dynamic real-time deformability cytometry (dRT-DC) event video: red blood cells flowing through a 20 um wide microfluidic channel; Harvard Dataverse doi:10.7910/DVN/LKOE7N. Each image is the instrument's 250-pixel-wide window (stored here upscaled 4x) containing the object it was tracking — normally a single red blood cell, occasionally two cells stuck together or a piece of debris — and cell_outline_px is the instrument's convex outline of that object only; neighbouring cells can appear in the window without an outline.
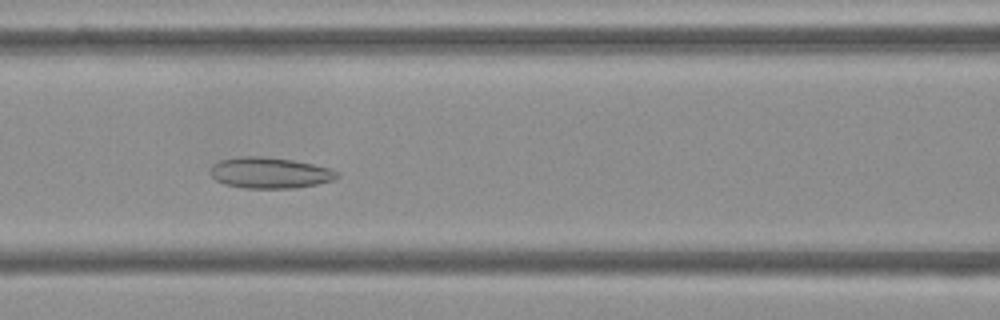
{"species": "Egyptian fruit bat (a non-hibernating species)", "species_latin": "Rousettus aegyptiacus", "temperature_condition": "cold", "stored_images_in_passage": 54, "camera_frame_rate_fps": 3000, "um_per_image_px": 0.085, "frame": {"image": 1, "passage_image": 23, "time_ms": 7.333, "image_size_px": [1000, 320], "cell_outline_px": [[340, 176], [332, 180], [316, 184], [296, 188], [244, 188], [224, 184], [216, 180], [212, 176], [212, 164], [220, 160], [240, 156], [260, 156], [292, 160], [332, 168], [340, 172]], "centroid_in_image_um": [22.96, 14.69], "position_along_channel_um": 143.6, "area_um2": 22.89}}
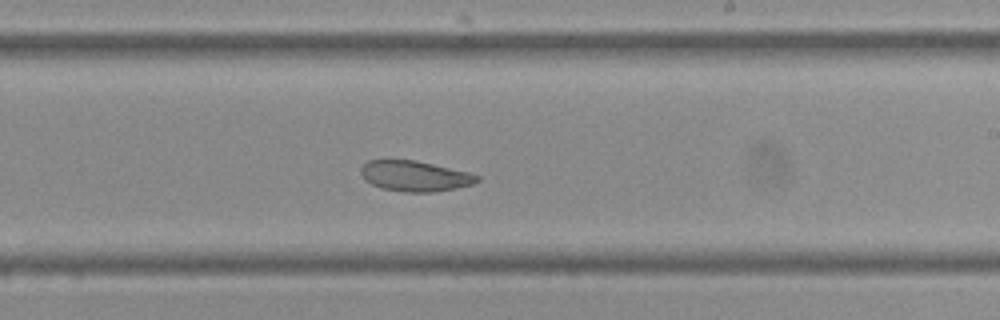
{"frame": {"image": 2, "passage_image": 32, "time_ms": 10.333, "image_size_px": [1000, 320], "cell_outline_px": [[480, 180], [472, 184], [456, 188], [432, 192], [404, 192], [380, 188], [364, 180], [360, 172], [360, 168], [368, 160], [416, 160], [468, 172], [480, 176]], "centroid_in_image_um": [35.24, 14.96], "position_along_channel_um": 253.8, "area_um2": 20.69}}
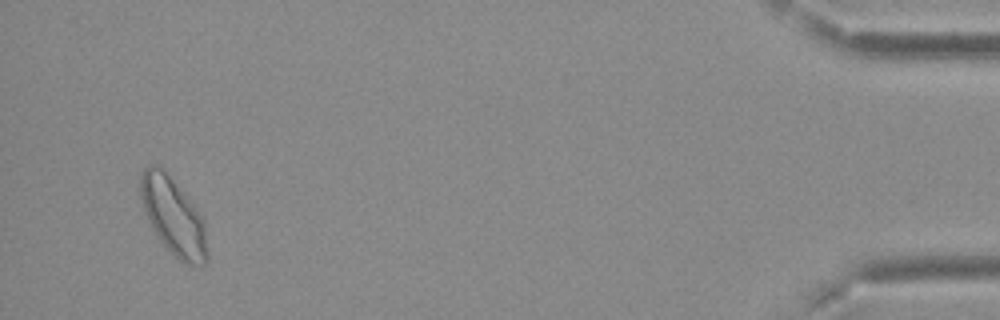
{"frame": {"image": 3, "passage_image": 52, "time_ms": 17.0, "image_size_px": [1000, 320], "cell_outline_px": [[208, 260], [204, 264], [188, 264], [180, 260], [160, 240], [152, 228], [148, 220], [140, 196], [140, 176], [144, 168], [148, 164], [160, 164], [164, 168], [188, 196], [204, 216], [208, 256]], "centroid_in_image_um": [14.75, 18.32], "position_along_channel_um": 420.5, "area_um2": 30.4}, "authors_computed_cell_mechanics": {"area_um2": 25.5476, "velocity_mm_per_s": 3.6831, "shape_relaxation_time_tau1_ms": null, "shape_relaxation_time_tau2_ms": 3.253, "deformation_change_tau1": null, "deformation_change_tau2": 0.0768}}